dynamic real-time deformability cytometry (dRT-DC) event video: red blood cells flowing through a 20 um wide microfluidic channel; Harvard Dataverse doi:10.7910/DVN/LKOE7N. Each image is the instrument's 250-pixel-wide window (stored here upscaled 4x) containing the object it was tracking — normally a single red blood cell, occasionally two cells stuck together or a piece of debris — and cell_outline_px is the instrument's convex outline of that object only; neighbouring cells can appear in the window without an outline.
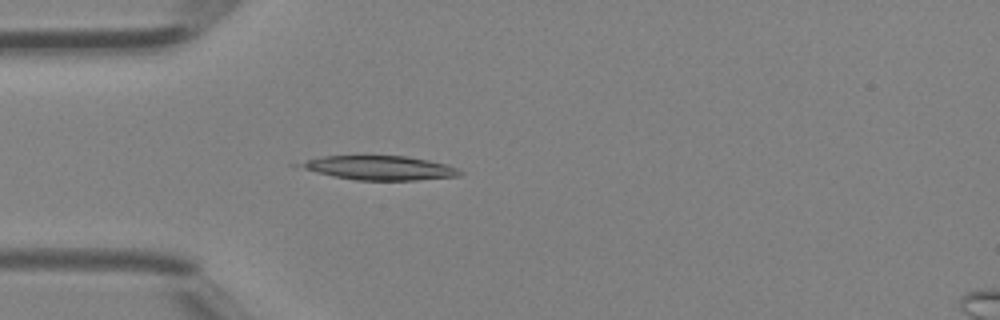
{"species": "Egyptian fruit bat (a non-hibernating species)", "species_latin": "Rousettus aegyptiacus", "temperature_condition": "room temperature", "stored_images_in_passage": 40, "camera_frame_rate_fps": 3000, "um_per_image_px": 0.085, "animal": {"sex": "female"}, "frame": {"image": 1, "passage_image": 11, "time_ms": 3.333, "image_size_px": [1000, 320], "cell_outline_px": [[464, 172], [460, 176], [416, 180], [356, 180], [316, 172], [288, 164], [324, 156], [408, 156], [448, 164]], "centroid_in_image_um": [32.25, 14.26], "position_along_channel_um": 52.7, "area_um2": 22.54}}
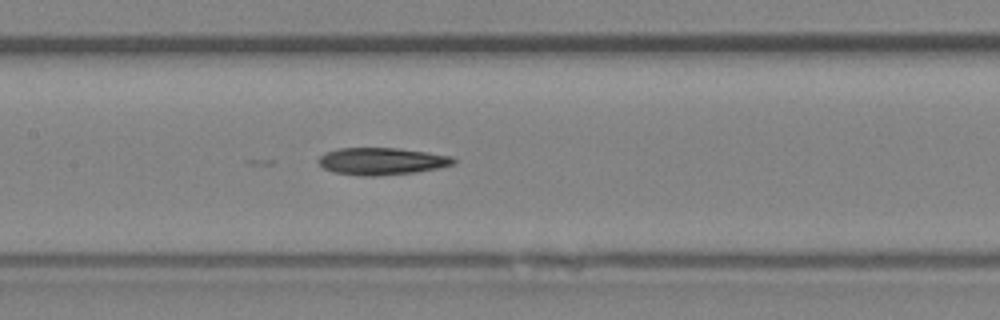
{"frame": {"image": 2, "passage_image": 19, "time_ms": 6.0, "image_size_px": [1000, 320], "cell_outline_px": [[456, 164], [440, 168], [416, 172], [376, 176], [360, 176], [332, 172], [324, 168], [316, 160], [324, 152], [336, 148], [396, 148], [428, 152], [452, 156], [456, 160]], "centroid_in_image_um": [32.44, 13.7], "position_along_channel_um": 175.0, "area_um2": 21.68}}
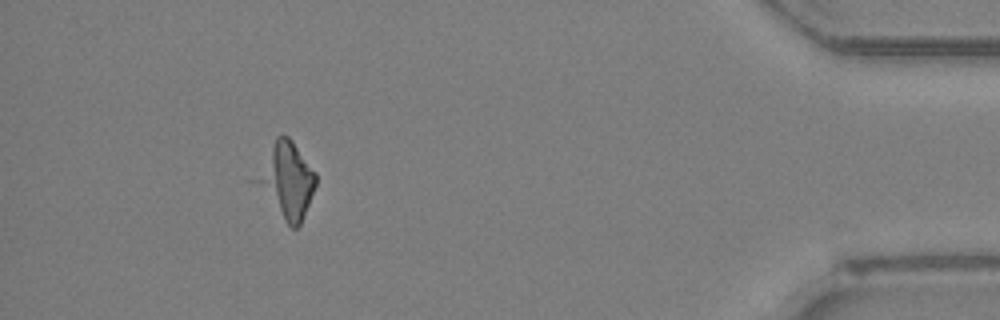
{"frame": {"image": 3, "passage_image": 37, "time_ms": 12.0, "image_size_px": [1000, 320], "cell_outline_px": [[316, 184], [300, 224], [296, 228], [292, 228], [284, 220], [248, 180], [276, 136], [288, 136], [292, 140], [316, 172]], "centroid_in_image_um": [24.25, 15.29], "position_along_channel_um": 410.9, "area_um2": 26.88}}